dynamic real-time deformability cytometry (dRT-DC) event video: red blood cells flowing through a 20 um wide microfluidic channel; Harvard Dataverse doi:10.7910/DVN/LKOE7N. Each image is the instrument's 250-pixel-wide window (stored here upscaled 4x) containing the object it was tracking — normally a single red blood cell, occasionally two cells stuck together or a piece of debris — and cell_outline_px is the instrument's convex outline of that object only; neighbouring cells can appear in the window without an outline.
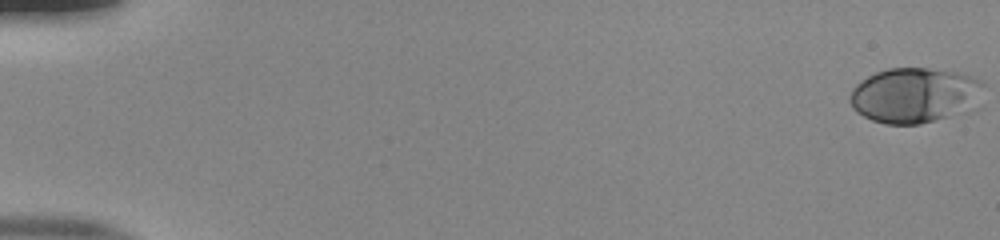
{"species": "human", "species_latin": "Homo sapiens", "temperature_condition": "room temperature", "stored_images_in_passage": 54, "camera_frame_rate_fps": 3000, "um_per_image_px": 0.085, "donor": {"sex": "male"}, "frame": {"image": 1, "passage_image": 1, "time_ms": 0.0, "image_size_px": [1000, 240], "cell_outline_px": [[984, 84], [980, 108], [976, 112], [920, 124], [884, 124], [872, 120], [856, 112], [852, 108], [848, 100], [848, 96], [852, 88], [860, 80], [876, 72], [888, 68], [928, 68], [960, 72], [984, 80]], "centroid_in_image_um": [77.86, 8.12], "position_along_channel_um": 7.1, "area_um2": 44.74}}
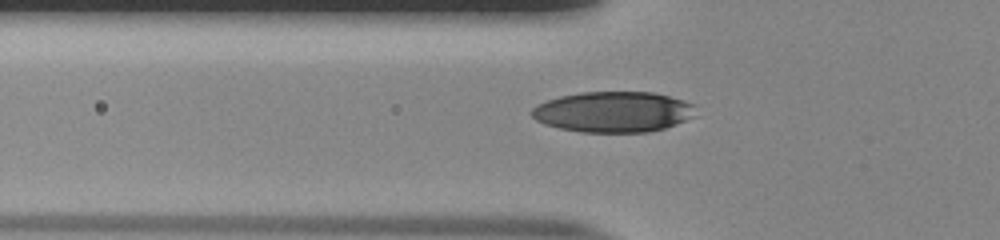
{"frame": {"image": 2, "passage_image": 20, "time_ms": 6.333, "image_size_px": [1000, 240], "cell_outline_px": [[696, 116], [676, 124], [664, 128], [648, 132], [580, 132], [560, 128], [544, 124], [536, 120], [528, 112], [536, 104], [560, 96], [580, 92], [652, 92], [684, 100], [692, 104]], "centroid_in_image_um": [52.1, 9.51], "position_along_channel_um": 73.7, "area_um2": 38.96}}
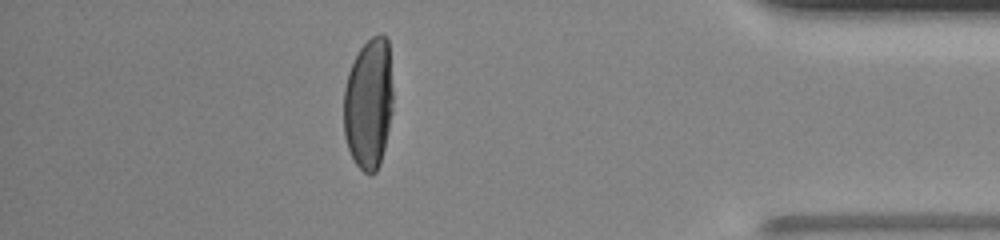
{"frame": {"image": 3, "passage_image": 48, "time_ms": 15.667, "image_size_px": [1000, 240], "cell_outline_px": [[392, 112], [384, 148], [380, 164], [376, 172], [372, 176], [368, 176], [356, 164], [348, 148], [344, 136], [344, 88], [348, 72], [360, 48], [372, 36], [388, 36], [392, 88]], "centroid_in_image_um": [31.33, 8.84], "position_along_channel_um": 403.9, "area_um2": 37.74}, "authors_computed_cell_mechanics": {"area_um2": 39.8242, "velocity_mm_per_s": 3.8986, "shape_relaxation_time_tau1_ms": 3.529, "shape_relaxation_time_tau2_ms": null, "deformation_change_tau1": 0.1952, "deformation_change_tau2": null}}